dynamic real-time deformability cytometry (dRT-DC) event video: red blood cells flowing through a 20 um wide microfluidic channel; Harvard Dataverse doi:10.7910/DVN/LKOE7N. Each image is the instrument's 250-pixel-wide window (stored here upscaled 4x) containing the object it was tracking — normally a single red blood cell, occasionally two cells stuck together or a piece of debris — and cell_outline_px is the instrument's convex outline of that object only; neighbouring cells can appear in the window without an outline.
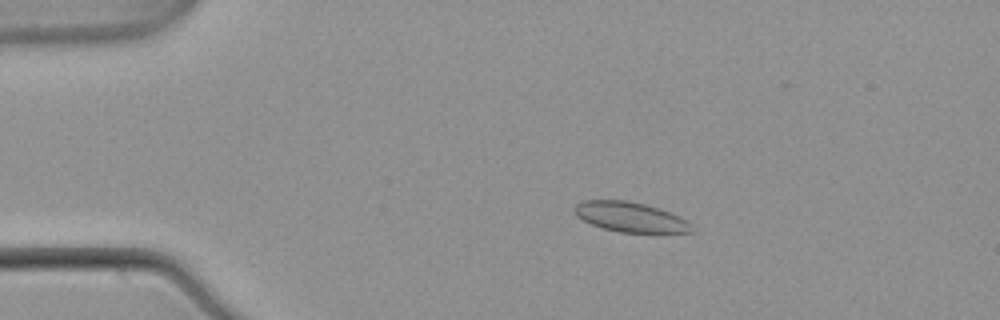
{"species": "common noctule bat (a hibernating species)", "species_latin": "Nyctalus noctula", "temperature_condition": "warm", "stored_images_in_passage": 54, "camera_frame_rate_fps": 3000, "um_per_image_px": 0.085, "animal": {"sex": "male", "body_mass_g": 21.5, "forearm_length_mm": 52.0}, "frame": {"image": 1, "passage_image": 11, "time_ms": 3.333, "image_size_px": [1000, 320], "cell_outline_px": [[696, 232], [620, 232], [604, 228], [592, 224], [576, 216], [572, 208], [576, 204], [584, 200], [624, 200], [644, 204], [660, 208], [680, 216], [692, 224]], "centroid_in_image_um": [53.59, 18.44], "position_along_channel_um": 31.4, "area_um2": 20.4}}
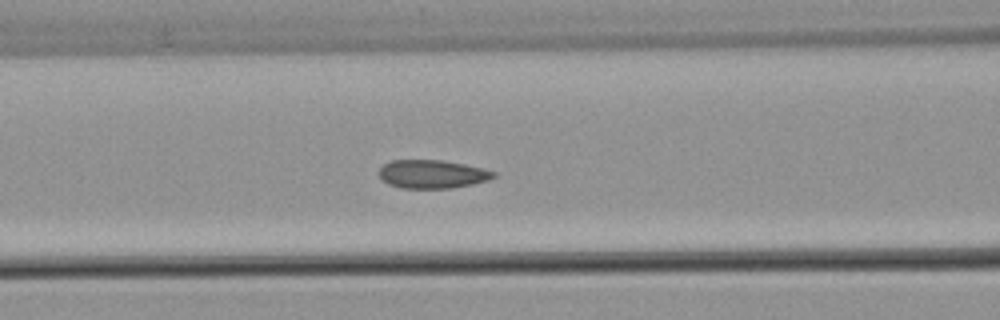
{"frame": {"image": 2, "passage_image": 23, "time_ms": 7.333, "image_size_px": [1000, 320], "cell_outline_px": [[496, 176], [488, 180], [472, 184], [452, 188], [400, 188], [388, 184], [380, 176], [380, 168], [384, 164], [392, 160], [440, 160], [464, 164], [496, 172]], "centroid_in_image_um": [36.74, 14.8], "position_along_channel_um": 129.9, "area_um2": 18.79}}
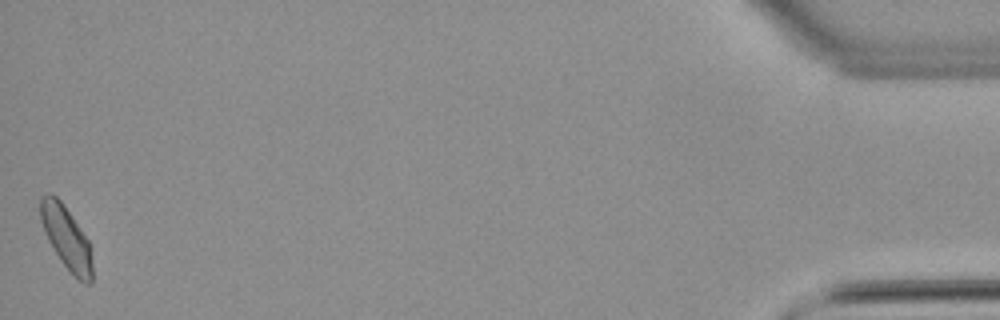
{"frame": {"image": 3, "passage_image": 54, "time_ms": 17.667, "image_size_px": [1000, 320], "cell_outline_px": [[92, 284], [84, 284], [72, 276], [60, 260], [48, 240], [44, 232], [40, 220], [40, 196], [48, 192], [52, 192], [60, 200], [88, 240], [92, 264]], "centroid_in_image_um": [5.62, 20.23], "position_along_channel_um": 429.6, "area_um2": 19.07}, "authors_computed_cell_mechanics": {"area_um2": 19.3919, "velocity_mm_per_s": 3.8372, "shape_relaxation_time_tau1_ms": 7.1303, "shape_relaxation_time_tau2_ms": null, "deformation_change_tau1": 0.0996, "deformation_change_tau2": null}}